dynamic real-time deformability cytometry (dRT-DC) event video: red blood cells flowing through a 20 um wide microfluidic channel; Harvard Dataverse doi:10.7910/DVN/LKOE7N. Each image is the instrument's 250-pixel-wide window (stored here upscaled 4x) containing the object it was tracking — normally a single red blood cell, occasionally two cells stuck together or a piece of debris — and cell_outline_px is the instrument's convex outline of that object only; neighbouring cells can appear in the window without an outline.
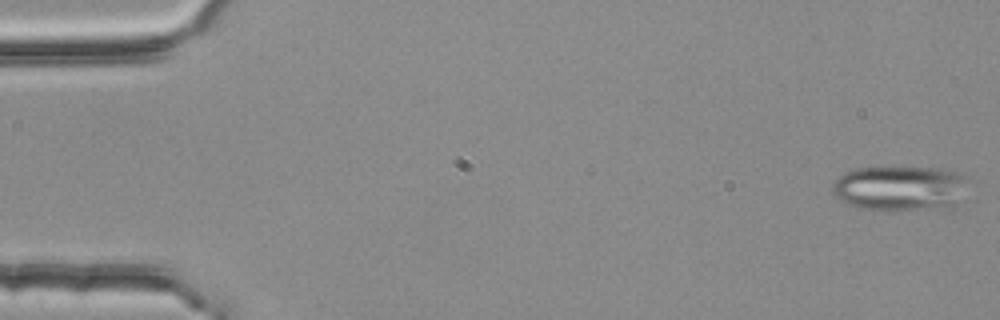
{"species": "common noctule bat (a hibernating species)", "species_latin": "Nyctalus noctula", "temperature_condition": "room temperature", "stored_images_in_passage": 4, "camera_frame_rate_fps": 3000, "um_per_image_px": 0.085, "animal": {"sex": "female", "body_mass_g": 25.1}, "frame": {"image": 1, "passage_image": 1, "time_ms": 0.0, "image_size_px": [1000, 320], "cell_outline_px": [[968, 176], [956, 204], [952, 212], [888, 212], [856, 208], [840, 200], [832, 192], [832, 184], [844, 172], [856, 168], [936, 168], [964, 172]], "centroid_in_image_um": [76.56, 16.08], "position_along_channel_um": 8.4, "area_um2": 37.28}}